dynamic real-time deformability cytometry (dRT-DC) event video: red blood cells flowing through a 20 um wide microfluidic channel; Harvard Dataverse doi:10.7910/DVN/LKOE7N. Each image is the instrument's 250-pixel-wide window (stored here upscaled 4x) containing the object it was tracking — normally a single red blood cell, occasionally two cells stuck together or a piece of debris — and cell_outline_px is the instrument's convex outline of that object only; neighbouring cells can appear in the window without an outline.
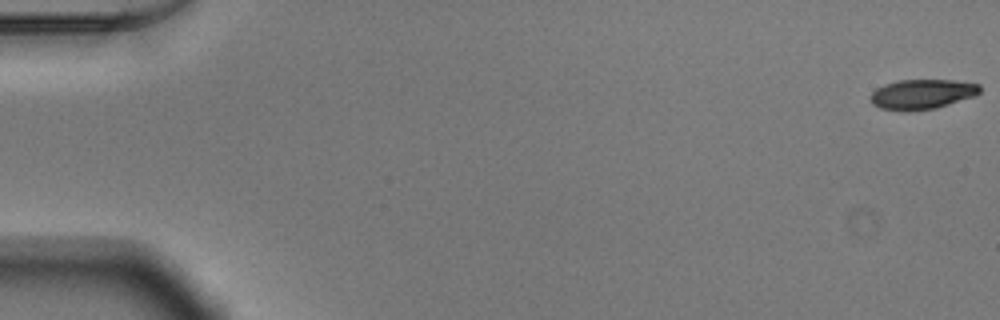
{"species": "Egyptian fruit bat (a non-hibernating species)", "species_latin": "Rousettus aegyptiacus", "temperature_condition": "warm", "stored_images_in_passage": 53, "camera_frame_rate_fps": 3000, "um_per_image_px": 0.085, "animal": {"sex": "male"}, "frame": {"image": 1, "passage_image": 1, "time_ms": 0.0, "image_size_px": [1000, 320], "cell_outline_px": [[980, 92], [976, 96], [936, 108], [904, 112], [880, 108], [872, 104], [868, 96], [876, 88], [884, 84], [896, 80], [952, 80], [980, 84]], "centroid_in_image_um": [78.34, 8.01], "position_along_channel_um": 6.7, "area_um2": 19.36}}
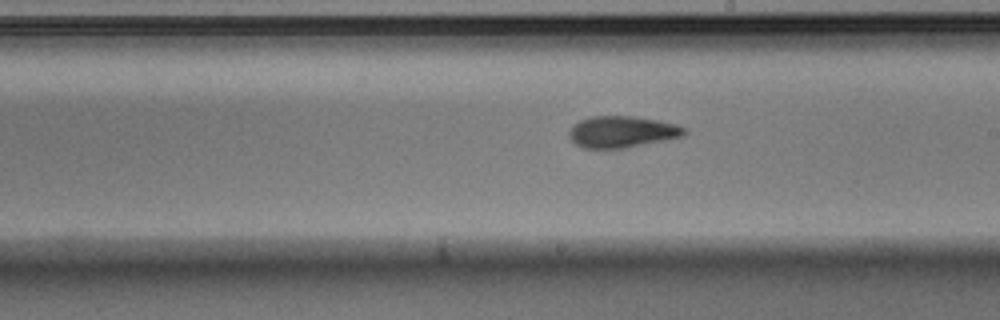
{"frame": {"image": 2, "passage_image": 31, "time_ms": 10.0, "image_size_px": [1000, 320], "cell_outline_px": [[688, 132], [684, 136], [628, 148], [584, 148], [576, 144], [568, 136], [568, 132], [572, 124], [580, 120], [592, 116], [632, 116], [660, 120], [676, 124], [684, 128]], "centroid_in_image_um": [52.87, 11.2], "position_along_channel_um": 236.1, "area_um2": 21.39}}
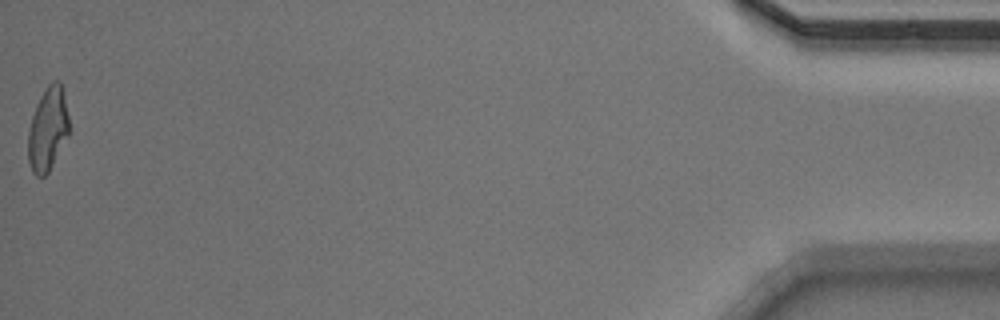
{"frame": {"image": 3, "passage_image": 53, "time_ms": 17.333, "image_size_px": [1000, 320], "cell_outline_px": [[68, 136], [48, 172], [44, 176], [36, 176], [32, 172], [28, 160], [28, 132], [32, 116], [36, 104], [40, 96], [48, 84], [52, 80], [60, 80], [68, 116]], "centroid_in_image_um": [4.04, 10.97], "position_along_channel_um": 431.2, "area_um2": 19.77}, "authors_computed_cell_mechanics": {"area_um2": 20.519, "velocity_mm_per_s": 3.9246, "shape_relaxation_time_tau1_ms": 11.3266, "shape_relaxation_time_tau2_ms": 2.5716, "deformation_change_tau1": 0.3048, "deformation_change_tau2": 0.1062}}